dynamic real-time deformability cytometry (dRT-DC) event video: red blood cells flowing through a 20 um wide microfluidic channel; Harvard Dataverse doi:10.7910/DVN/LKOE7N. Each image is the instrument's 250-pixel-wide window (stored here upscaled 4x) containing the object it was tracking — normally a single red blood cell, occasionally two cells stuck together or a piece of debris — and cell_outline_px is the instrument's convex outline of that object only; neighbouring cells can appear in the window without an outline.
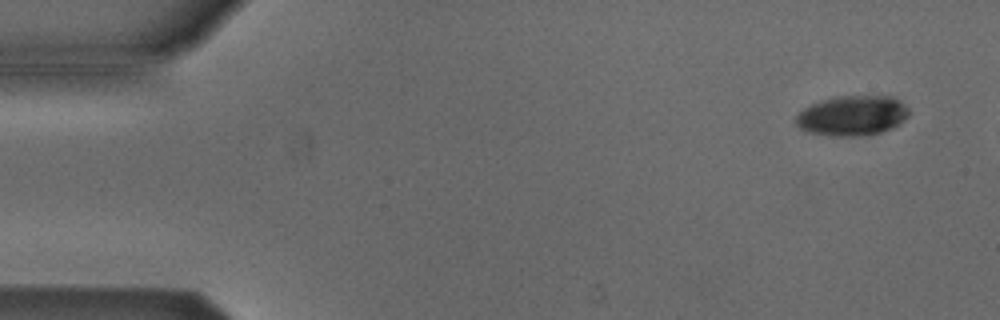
{"species": "Egyptian fruit bat (a non-hibernating species)", "species_latin": "Rousettus aegyptiacus", "temperature_condition": "cold", "stored_images_in_passage": 5, "camera_frame_rate_fps": 3000, "um_per_image_px": 0.085, "animal": {"sex": "male"}, "frame": {"image": 1, "passage_image": 1, "time_ms": 0.0, "image_size_px": [1000, 320], "cell_outline_px": [[912, 112], [904, 120], [892, 128], [880, 132], [864, 136], [832, 136], [808, 132], [800, 128], [796, 124], [796, 116], [804, 108], [820, 100], [836, 96], [892, 96], [900, 100]], "centroid_in_image_um": [72.47, 9.82], "position_along_channel_um": 12.5, "area_um2": 26.53}}
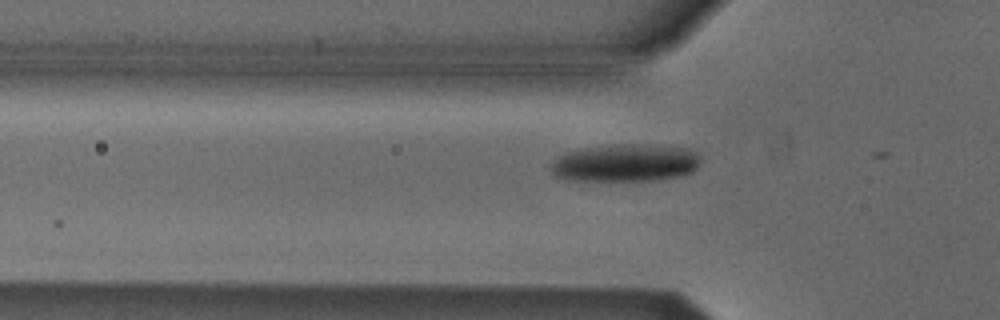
{"frame": {"image": 2, "passage_image": 5, "time_ms": 4.667, "image_size_px": [1000, 320], "cell_outline_px": [[700, 164], [692, 172], [684, 176], [652, 180], [568, 180], [552, 176], [552, 160], [556, 156], [568, 152], [588, 148], [620, 144], [640, 144], [688, 148], [696, 152], [700, 156]], "centroid_in_image_um": [53.18, 13.85], "position_along_channel_um": 72.6, "area_um2": 32.83}}